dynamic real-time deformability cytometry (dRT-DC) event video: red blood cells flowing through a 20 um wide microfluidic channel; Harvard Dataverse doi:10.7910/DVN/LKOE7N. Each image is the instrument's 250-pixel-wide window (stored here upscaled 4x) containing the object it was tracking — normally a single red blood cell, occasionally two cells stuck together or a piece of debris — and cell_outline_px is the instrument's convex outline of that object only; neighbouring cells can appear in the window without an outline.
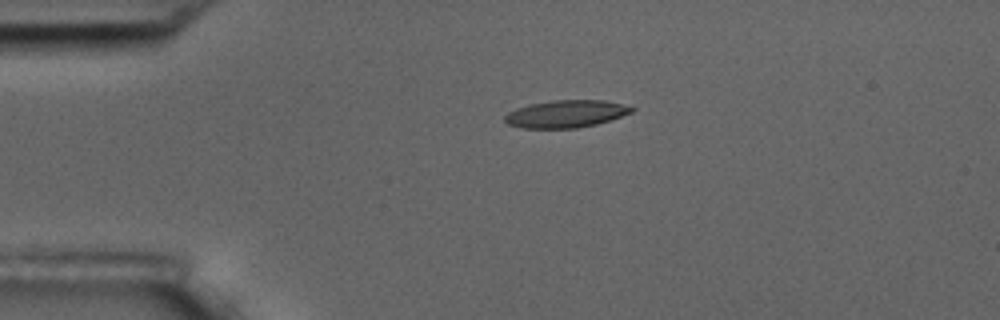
{"species": "common noctule bat (a hibernating species)", "species_latin": "Nyctalus noctula", "temperature_condition": "room temperature", "stored_images_in_passage": 5, "camera_frame_rate_fps": 3000, "um_per_image_px": 0.085, "animal": {"sex": "male", "body_mass_g": 17.5, "forearm_length_mm": 52.3}, "frame": {"image": 1, "passage_image": 4, "time_ms": 3.667, "image_size_px": [1000, 320], "cell_outline_px": [[636, 108], [632, 112], [596, 124], [576, 128], [524, 128], [508, 124], [504, 120], [504, 116], [508, 112], [516, 108], [528, 104], [552, 100], [604, 100]], "centroid_in_image_um": [48.06, 9.67], "position_along_channel_um": 36.9, "area_um2": 20.11}}